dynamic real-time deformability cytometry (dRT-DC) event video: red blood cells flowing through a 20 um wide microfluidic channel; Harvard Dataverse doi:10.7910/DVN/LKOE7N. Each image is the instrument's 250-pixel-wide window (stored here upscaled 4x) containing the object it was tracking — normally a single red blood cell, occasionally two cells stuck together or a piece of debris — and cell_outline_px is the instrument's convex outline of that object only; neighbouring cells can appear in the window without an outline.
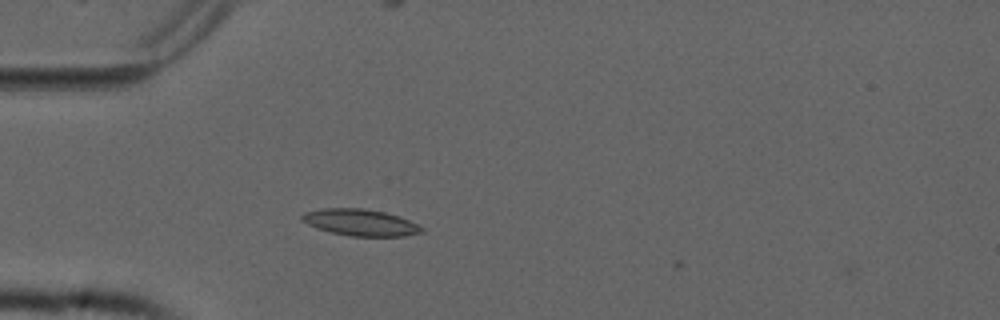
{"species": "common noctule bat (a hibernating species)", "species_latin": "Nyctalus noctula", "temperature_condition": "cold", "stored_images_in_passage": 40, "camera_frame_rate_fps": 3000, "um_per_image_px": 0.085, "animal": {"sex": "male", "forearm_length_mm": 52.5}, "frame": {"image": 1, "passage_image": 5, "time_ms": 1.333, "image_size_px": [1000, 320], "cell_outline_px": [[424, 232], [404, 236], [352, 236], [328, 232], [316, 228], [300, 220], [300, 216], [304, 212], [324, 208], [364, 208], [384, 212], [408, 220], [424, 228]], "centroid_in_image_um": [30.59, 18.91], "position_along_channel_um": 54.4, "area_um2": 18.55}}
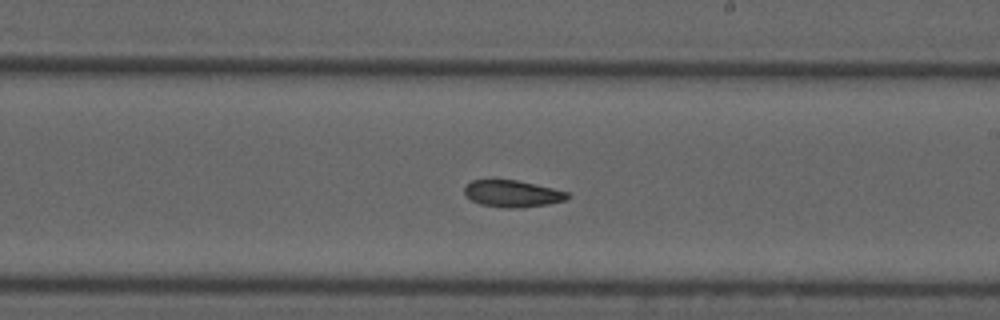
{"frame": {"image": 2, "passage_image": 21, "time_ms": 6.667, "image_size_px": [1000, 320], "cell_outline_px": [[572, 196], [564, 200], [548, 204], [516, 208], [504, 208], [480, 204], [472, 200], [464, 192], [464, 188], [472, 180], [516, 180], [552, 188], [568, 192]], "centroid_in_image_um": [43.57, 16.47], "position_along_channel_um": 245.4, "area_um2": 15.9}}
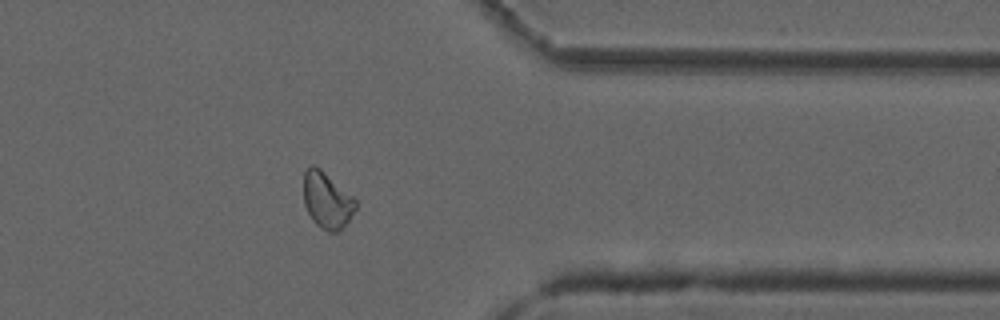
{"frame": {"image": 3, "passage_image": 33, "time_ms": 10.667, "image_size_px": [1000, 320], "cell_outline_px": [[356, 208], [340, 232], [328, 232], [320, 228], [312, 220], [304, 204], [304, 172], [312, 164], [320, 168], [352, 196], [356, 200]], "centroid_in_image_um": [27.78, 17.05], "position_along_channel_um": 383.6, "area_um2": 16.94}}